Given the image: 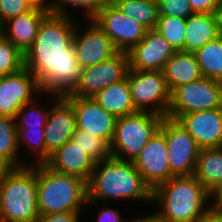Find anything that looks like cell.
<instances>
[{
  "mask_svg": "<svg viewBox=\"0 0 222 222\" xmlns=\"http://www.w3.org/2000/svg\"><path fill=\"white\" fill-rule=\"evenodd\" d=\"M70 17L48 14L24 54V67L36 77L46 95L66 96L80 79L82 66L73 46L77 23Z\"/></svg>",
  "mask_w": 222,
  "mask_h": 222,
  "instance_id": "6da1fadb",
  "label": "cell"
},
{
  "mask_svg": "<svg viewBox=\"0 0 222 222\" xmlns=\"http://www.w3.org/2000/svg\"><path fill=\"white\" fill-rule=\"evenodd\" d=\"M87 204L108 200L152 202V190L144 182L133 161L113 156L96 163L87 182Z\"/></svg>",
  "mask_w": 222,
  "mask_h": 222,
  "instance_id": "7a4b0ae2",
  "label": "cell"
},
{
  "mask_svg": "<svg viewBox=\"0 0 222 222\" xmlns=\"http://www.w3.org/2000/svg\"><path fill=\"white\" fill-rule=\"evenodd\" d=\"M209 198L211 193L193 175L173 176L152 190V202L161 208L156 212L165 222H197L212 209Z\"/></svg>",
  "mask_w": 222,
  "mask_h": 222,
  "instance_id": "3957f363",
  "label": "cell"
},
{
  "mask_svg": "<svg viewBox=\"0 0 222 222\" xmlns=\"http://www.w3.org/2000/svg\"><path fill=\"white\" fill-rule=\"evenodd\" d=\"M37 164L4 168L0 174V222H35Z\"/></svg>",
  "mask_w": 222,
  "mask_h": 222,
  "instance_id": "277c9868",
  "label": "cell"
},
{
  "mask_svg": "<svg viewBox=\"0 0 222 222\" xmlns=\"http://www.w3.org/2000/svg\"><path fill=\"white\" fill-rule=\"evenodd\" d=\"M37 189L39 214L81 211L87 206V181L54 171L45 163L37 164Z\"/></svg>",
  "mask_w": 222,
  "mask_h": 222,
  "instance_id": "5b68a950",
  "label": "cell"
},
{
  "mask_svg": "<svg viewBox=\"0 0 222 222\" xmlns=\"http://www.w3.org/2000/svg\"><path fill=\"white\" fill-rule=\"evenodd\" d=\"M164 117L138 111L117 118L114 136L109 145L111 156L134 162L147 142L160 131Z\"/></svg>",
  "mask_w": 222,
  "mask_h": 222,
  "instance_id": "8992f818",
  "label": "cell"
},
{
  "mask_svg": "<svg viewBox=\"0 0 222 222\" xmlns=\"http://www.w3.org/2000/svg\"><path fill=\"white\" fill-rule=\"evenodd\" d=\"M131 99L139 112H151L167 117L171 92L163 71L129 69L127 76Z\"/></svg>",
  "mask_w": 222,
  "mask_h": 222,
  "instance_id": "52a82bcc",
  "label": "cell"
},
{
  "mask_svg": "<svg viewBox=\"0 0 222 222\" xmlns=\"http://www.w3.org/2000/svg\"><path fill=\"white\" fill-rule=\"evenodd\" d=\"M222 107V82L201 77L174 89L167 117L178 120L183 114Z\"/></svg>",
  "mask_w": 222,
  "mask_h": 222,
  "instance_id": "ba28073f",
  "label": "cell"
},
{
  "mask_svg": "<svg viewBox=\"0 0 222 222\" xmlns=\"http://www.w3.org/2000/svg\"><path fill=\"white\" fill-rule=\"evenodd\" d=\"M160 131L167 145L170 171L174 176L194 174L199 146L185 127L175 119L164 117Z\"/></svg>",
  "mask_w": 222,
  "mask_h": 222,
  "instance_id": "9c48e42d",
  "label": "cell"
},
{
  "mask_svg": "<svg viewBox=\"0 0 222 222\" xmlns=\"http://www.w3.org/2000/svg\"><path fill=\"white\" fill-rule=\"evenodd\" d=\"M128 70V54L118 52L106 61L82 68L80 79L72 92L66 96L93 97L102 89L125 79Z\"/></svg>",
  "mask_w": 222,
  "mask_h": 222,
  "instance_id": "30bf717a",
  "label": "cell"
},
{
  "mask_svg": "<svg viewBox=\"0 0 222 222\" xmlns=\"http://www.w3.org/2000/svg\"><path fill=\"white\" fill-rule=\"evenodd\" d=\"M93 20L108 35L119 52H129L145 37L147 31L142 24L124 15L111 3H107Z\"/></svg>",
  "mask_w": 222,
  "mask_h": 222,
  "instance_id": "8fae6325",
  "label": "cell"
},
{
  "mask_svg": "<svg viewBox=\"0 0 222 222\" xmlns=\"http://www.w3.org/2000/svg\"><path fill=\"white\" fill-rule=\"evenodd\" d=\"M42 93L36 77L26 68L0 77V116L14 118L18 111Z\"/></svg>",
  "mask_w": 222,
  "mask_h": 222,
  "instance_id": "7c38bea8",
  "label": "cell"
},
{
  "mask_svg": "<svg viewBox=\"0 0 222 222\" xmlns=\"http://www.w3.org/2000/svg\"><path fill=\"white\" fill-rule=\"evenodd\" d=\"M63 97L73 106L77 129L91 133L110 145L117 118L101 107L92 97Z\"/></svg>",
  "mask_w": 222,
  "mask_h": 222,
  "instance_id": "4fadbf2b",
  "label": "cell"
},
{
  "mask_svg": "<svg viewBox=\"0 0 222 222\" xmlns=\"http://www.w3.org/2000/svg\"><path fill=\"white\" fill-rule=\"evenodd\" d=\"M51 98L53 103L44 127L46 161L51 154L71 140L77 129L73 106L63 96L53 95Z\"/></svg>",
  "mask_w": 222,
  "mask_h": 222,
  "instance_id": "5bb4252c",
  "label": "cell"
},
{
  "mask_svg": "<svg viewBox=\"0 0 222 222\" xmlns=\"http://www.w3.org/2000/svg\"><path fill=\"white\" fill-rule=\"evenodd\" d=\"M134 165L151 190L174 176L170 171L166 139L161 131L147 142Z\"/></svg>",
  "mask_w": 222,
  "mask_h": 222,
  "instance_id": "9a60e30c",
  "label": "cell"
},
{
  "mask_svg": "<svg viewBox=\"0 0 222 222\" xmlns=\"http://www.w3.org/2000/svg\"><path fill=\"white\" fill-rule=\"evenodd\" d=\"M90 26L80 33L76 24L73 35V46L78 62L82 68L94 66L115 56L119 51L115 48L108 35L96 24L89 20Z\"/></svg>",
  "mask_w": 222,
  "mask_h": 222,
  "instance_id": "2e32d148",
  "label": "cell"
},
{
  "mask_svg": "<svg viewBox=\"0 0 222 222\" xmlns=\"http://www.w3.org/2000/svg\"><path fill=\"white\" fill-rule=\"evenodd\" d=\"M175 53L170 44L155 30H147L145 37L129 52V69L162 71Z\"/></svg>",
  "mask_w": 222,
  "mask_h": 222,
  "instance_id": "e0dca14e",
  "label": "cell"
},
{
  "mask_svg": "<svg viewBox=\"0 0 222 222\" xmlns=\"http://www.w3.org/2000/svg\"><path fill=\"white\" fill-rule=\"evenodd\" d=\"M178 121L200 149L222 147V107L183 114Z\"/></svg>",
  "mask_w": 222,
  "mask_h": 222,
  "instance_id": "ac0fdd59",
  "label": "cell"
},
{
  "mask_svg": "<svg viewBox=\"0 0 222 222\" xmlns=\"http://www.w3.org/2000/svg\"><path fill=\"white\" fill-rule=\"evenodd\" d=\"M47 15V12L31 7L2 23L0 33L25 54L35 41L40 24Z\"/></svg>",
  "mask_w": 222,
  "mask_h": 222,
  "instance_id": "d6986e66",
  "label": "cell"
},
{
  "mask_svg": "<svg viewBox=\"0 0 222 222\" xmlns=\"http://www.w3.org/2000/svg\"><path fill=\"white\" fill-rule=\"evenodd\" d=\"M45 164L59 173L89 181L96 162L71 140L50 155Z\"/></svg>",
  "mask_w": 222,
  "mask_h": 222,
  "instance_id": "ffe728a7",
  "label": "cell"
},
{
  "mask_svg": "<svg viewBox=\"0 0 222 222\" xmlns=\"http://www.w3.org/2000/svg\"><path fill=\"white\" fill-rule=\"evenodd\" d=\"M170 92L202 76L195 53L175 51L162 70Z\"/></svg>",
  "mask_w": 222,
  "mask_h": 222,
  "instance_id": "44dd1931",
  "label": "cell"
},
{
  "mask_svg": "<svg viewBox=\"0 0 222 222\" xmlns=\"http://www.w3.org/2000/svg\"><path fill=\"white\" fill-rule=\"evenodd\" d=\"M216 38L218 33L212 13H194L186 19L183 51L195 53Z\"/></svg>",
  "mask_w": 222,
  "mask_h": 222,
  "instance_id": "7402d4cb",
  "label": "cell"
},
{
  "mask_svg": "<svg viewBox=\"0 0 222 222\" xmlns=\"http://www.w3.org/2000/svg\"><path fill=\"white\" fill-rule=\"evenodd\" d=\"M92 98L116 118L138 112L131 99V91L127 77L118 83L102 89Z\"/></svg>",
  "mask_w": 222,
  "mask_h": 222,
  "instance_id": "603a6c76",
  "label": "cell"
},
{
  "mask_svg": "<svg viewBox=\"0 0 222 222\" xmlns=\"http://www.w3.org/2000/svg\"><path fill=\"white\" fill-rule=\"evenodd\" d=\"M193 176L212 194L222 184V147L200 149Z\"/></svg>",
  "mask_w": 222,
  "mask_h": 222,
  "instance_id": "cb8c5ba5",
  "label": "cell"
},
{
  "mask_svg": "<svg viewBox=\"0 0 222 222\" xmlns=\"http://www.w3.org/2000/svg\"><path fill=\"white\" fill-rule=\"evenodd\" d=\"M19 150L15 119L0 116V164L4 168L24 166L18 158Z\"/></svg>",
  "mask_w": 222,
  "mask_h": 222,
  "instance_id": "d4e9b609",
  "label": "cell"
},
{
  "mask_svg": "<svg viewBox=\"0 0 222 222\" xmlns=\"http://www.w3.org/2000/svg\"><path fill=\"white\" fill-rule=\"evenodd\" d=\"M124 15L142 24L147 30L155 29L159 18L155 0H118L114 3Z\"/></svg>",
  "mask_w": 222,
  "mask_h": 222,
  "instance_id": "484cf974",
  "label": "cell"
},
{
  "mask_svg": "<svg viewBox=\"0 0 222 222\" xmlns=\"http://www.w3.org/2000/svg\"><path fill=\"white\" fill-rule=\"evenodd\" d=\"M195 55L202 76L222 82V38L206 43Z\"/></svg>",
  "mask_w": 222,
  "mask_h": 222,
  "instance_id": "4316f807",
  "label": "cell"
},
{
  "mask_svg": "<svg viewBox=\"0 0 222 222\" xmlns=\"http://www.w3.org/2000/svg\"><path fill=\"white\" fill-rule=\"evenodd\" d=\"M186 19L159 15L155 30L170 44L174 51H183Z\"/></svg>",
  "mask_w": 222,
  "mask_h": 222,
  "instance_id": "83f0119b",
  "label": "cell"
},
{
  "mask_svg": "<svg viewBox=\"0 0 222 222\" xmlns=\"http://www.w3.org/2000/svg\"><path fill=\"white\" fill-rule=\"evenodd\" d=\"M71 141L78 145L96 163L107 159L111 155L109 145L103 139L83 130L76 129Z\"/></svg>",
  "mask_w": 222,
  "mask_h": 222,
  "instance_id": "f1b7e54d",
  "label": "cell"
},
{
  "mask_svg": "<svg viewBox=\"0 0 222 222\" xmlns=\"http://www.w3.org/2000/svg\"><path fill=\"white\" fill-rule=\"evenodd\" d=\"M24 68V54L0 33V77Z\"/></svg>",
  "mask_w": 222,
  "mask_h": 222,
  "instance_id": "f546056e",
  "label": "cell"
},
{
  "mask_svg": "<svg viewBox=\"0 0 222 222\" xmlns=\"http://www.w3.org/2000/svg\"><path fill=\"white\" fill-rule=\"evenodd\" d=\"M44 128H17L18 148L22 145H28L35 153V163L43 164L46 162V145L44 142Z\"/></svg>",
  "mask_w": 222,
  "mask_h": 222,
  "instance_id": "4dcf8cb0",
  "label": "cell"
},
{
  "mask_svg": "<svg viewBox=\"0 0 222 222\" xmlns=\"http://www.w3.org/2000/svg\"><path fill=\"white\" fill-rule=\"evenodd\" d=\"M33 101L26 103L15 117L16 128H44L46 125L49 109L44 111L42 107ZM38 105V106H37ZM40 106V107H39Z\"/></svg>",
  "mask_w": 222,
  "mask_h": 222,
  "instance_id": "1f68e13d",
  "label": "cell"
},
{
  "mask_svg": "<svg viewBox=\"0 0 222 222\" xmlns=\"http://www.w3.org/2000/svg\"><path fill=\"white\" fill-rule=\"evenodd\" d=\"M107 3V0H54L52 14L70 16L66 8L69 6L79 7V9L84 10L82 12H84L87 19L90 20L93 19Z\"/></svg>",
  "mask_w": 222,
  "mask_h": 222,
  "instance_id": "d6a6232c",
  "label": "cell"
},
{
  "mask_svg": "<svg viewBox=\"0 0 222 222\" xmlns=\"http://www.w3.org/2000/svg\"><path fill=\"white\" fill-rule=\"evenodd\" d=\"M159 15L176 16L187 19L194 14L188 0H159Z\"/></svg>",
  "mask_w": 222,
  "mask_h": 222,
  "instance_id": "836d02e7",
  "label": "cell"
},
{
  "mask_svg": "<svg viewBox=\"0 0 222 222\" xmlns=\"http://www.w3.org/2000/svg\"><path fill=\"white\" fill-rule=\"evenodd\" d=\"M30 8L26 0H0V25Z\"/></svg>",
  "mask_w": 222,
  "mask_h": 222,
  "instance_id": "e575fe53",
  "label": "cell"
},
{
  "mask_svg": "<svg viewBox=\"0 0 222 222\" xmlns=\"http://www.w3.org/2000/svg\"><path fill=\"white\" fill-rule=\"evenodd\" d=\"M80 211L39 214L35 222H79Z\"/></svg>",
  "mask_w": 222,
  "mask_h": 222,
  "instance_id": "d590c367",
  "label": "cell"
},
{
  "mask_svg": "<svg viewBox=\"0 0 222 222\" xmlns=\"http://www.w3.org/2000/svg\"><path fill=\"white\" fill-rule=\"evenodd\" d=\"M194 13H213L222 0H188Z\"/></svg>",
  "mask_w": 222,
  "mask_h": 222,
  "instance_id": "8d00e7d4",
  "label": "cell"
},
{
  "mask_svg": "<svg viewBox=\"0 0 222 222\" xmlns=\"http://www.w3.org/2000/svg\"><path fill=\"white\" fill-rule=\"evenodd\" d=\"M105 207H102L103 209L99 212L97 222H129L127 219H122L123 217L119 210Z\"/></svg>",
  "mask_w": 222,
  "mask_h": 222,
  "instance_id": "74e56055",
  "label": "cell"
},
{
  "mask_svg": "<svg viewBox=\"0 0 222 222\" xmlns=\"http://www.w3.org/2000/svg\"><path fill=\"white\" fill-rule=\"evenodd\" d=\"M50 1V2H49ZM26 0V2L34 8L40 9L48 14H52L54 0ZM46 2V3H45Z\"/></svg>",
  "mask_w": 222,
  "mask_h": 222,
  "instance_id": "f35d334b",
  "label": "cell"
},
{
  "mask_svg": "<svg viewBox=\"0 0 222 222\" xmlns=\"http://www.w3.org/2000/svg\"><path fill=\"white\" fill-rule=\"evenodd\" d=\"M211 207L214 211H219L222 208V184L211 194Z\"/></svg>",
  "mask_w": 222,
  "mask_h": 222,
  "instance_id": "ab89813d",
  "label": "cell"
},
{
  "mask_svg": "<svg viewBox=\"0 0 222 222\" xmlns=\"http://www.w3.org/2000/svg\"><path fill=\"white\" fill-rule=\"evenodd\" d=\"M217 27L218 37L222 38V3L212 13Z\"/></svg>",
  "mask_w": 222,
  "mask_h": 222,
  "instance_id": "60d3db41",
  "label": "cell"
},
{
  "mask_svg": "<svg viewBox=\"0 0 222 222\" xmlns=\"http://www.w3.org/2000/svg\"><path fill=\"white\" fill-rule=\"evenodd\" d=\"M197 222H222V215L214 210H210L207 214L201 217Z\"/></svg>",
  "mask_w": 222,
  "mask_h": 222,
  "instance_id": "b9f144b4",
  "label": "cell"
},
{
  "mask_svg": "<svg viewBox=\"0 0 222 222\" xmlns=\"http://www.w3.org/2000/svg\"><path fill=\"white\" fill-rule=\"evenodd\" d=\"M152 215H146L141 218H136L135 220H129V222H165L157 213H151Z\"/></svg>",
  "mask_w": 222,
  "mask_h": 222,
  "instance_id": "7bdbcfd3",
  "label": "cell"
},
{
  "mask_svg": "<svg viewBox=\"0 0 222 222\" xmlns=\"http://www.w3.org/2000/svg\"><path fill=\"white\" fill-rule=\"evenodd\" d=\"M108 3L114 4L115 2H117L118 0H107Z\"/></svg>",
  "mask_w": 222,
  "mask_h": 222,
  "instance_id": "ee69618b",
  "label": "cell"
},
{
  "mask_svg": "<svg viewBox=\"0 0 222 222\" xmlns=\"http://www.w3.org/2000/svg\"><path fill=\"white\" fill-rule=\"evenodd\" d=\"M3 169H4V167L0 164V174H1Z\"/></svg>",
  "mask_w": 222,
  "mask_h": 222,
  "instance_id": "f6af8a7d",
  "label": "cell"
},
{
  "mask_svg": "<svg viewBox=\"0 0 222 222\" xmlns=\"http://www.w3.org/2000/svg\"><path fill=\"white\" fill-rule=\"evenodd\" d=\"M218 212L222 215V208Z\"/></svg>",
  "mask_w": 222,
  "mask_h": 222,
  "instance_id": "bcb514c9",
  "label": "cell"
}]
</instances>
